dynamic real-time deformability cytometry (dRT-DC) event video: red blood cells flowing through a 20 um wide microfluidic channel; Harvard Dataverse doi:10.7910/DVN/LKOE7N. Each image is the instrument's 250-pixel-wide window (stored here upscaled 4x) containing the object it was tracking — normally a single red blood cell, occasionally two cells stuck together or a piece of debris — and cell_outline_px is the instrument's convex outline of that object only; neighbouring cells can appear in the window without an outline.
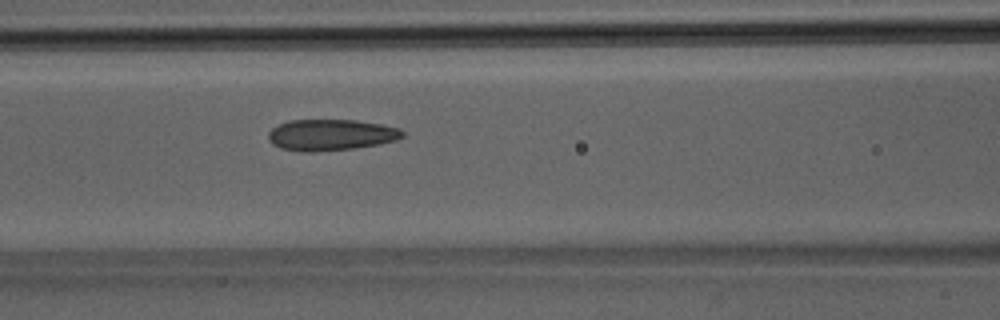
{"species": "Egyptian fruit bat (a non-hibernating species)", "species_latin": "Rousettus aegyptiacus", "temperature_condition": "room temperature", "stored_images_in_passage": 34, "camera_frame_rate_fps": 3000, "um_per_image_px": 0.085, "animal": {"sex": "male"}, "frame": {"image": 1, "passage_image": 11, "time_ms": 3.333, "image_size_px": [1000, 320], "cell_outline_px": [[404, 136], [396, 140], [380, 144], [352, 148], [312, 152], [300, 152], [280, 148], [272, 144], [268, 140], [268, 132], [272, 128], [288, 120], [356, 120], [380, 124], [400, 128], [404, 132]], "centroid_in_image_um": [28.1, 11.47], "position_along_channel_um": 138.5, "area_um2": 24.51}}
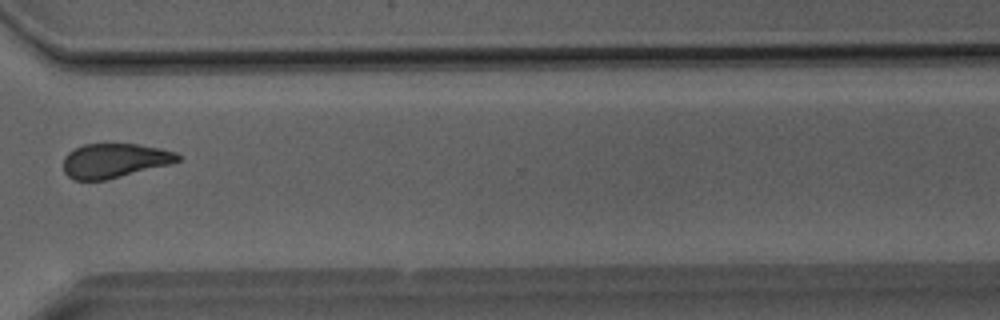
{"frame": {"image": 2, "passage_image": 24, "time_ms": 7.667, "image_size_px": [1000, 320], "cell_outline_px": [[180, 160], [168, 164], [108, 180], [72, 180], [64, 172], [64, 156], [68, 152], [84, 144], [136, 144], [160, 148], [176, 152], [180, 156]], "centroid_in_image_um": [9.7, 13.66], "position_along_channel_um": 360.9, "area_um2": 22.83}}
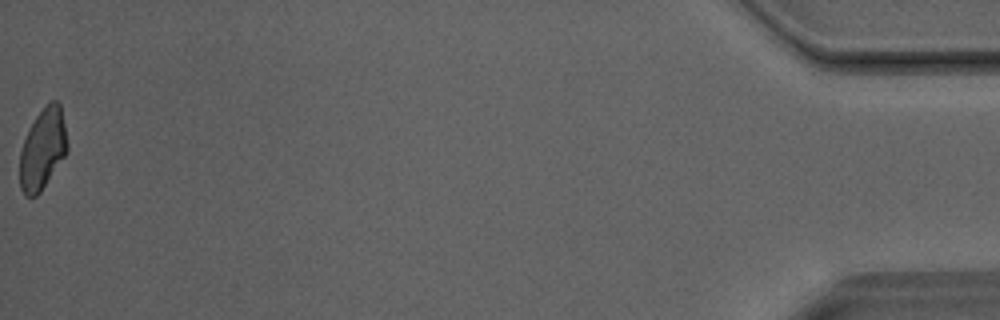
{"frame": {"image": 3, "passage_image": 34, "time_ms": 11.0, "image_size_px": [1000, 320], "cell_outline_px": [[68, 152], [40, 192], [36, 196], [24, 196], [20, 188], [20, 152], [24, 140], [36, 116], [52, 100], [56, 100], [60, 104], [68, 144]], "centroid_in_image_um": [3.64, 12.7], "position_along_channel_um": 431.6, "area_um2": 22.14}}